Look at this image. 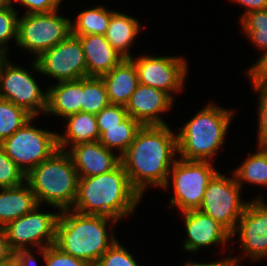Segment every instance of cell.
<instances>
[{"mask_svg":"<svg viewBox=\"0 0 267 266\" xmlns=\"http://www.w3.org/2000/svg\"><path fill=\"white\" fill-rule=\"evenodd\" d=\"M188 238L183 246L186 251L196 252L202 247L226 244L231 240V233L211 216L197 210L181 212Z\"/></svg>","mask_w":267,"mask_h":266,"instance_id":"16","label":"cell"},{"mask_svg":"<svg viewBox=\"0 0 267 266\" xmlns=\"http://www.w3.org/2000/svg\"><path fill=\"white\" fill-rule=\"evenodd\" d=\"M46 266H90L85 261L63 252L55 244L40 248Z\"/></svg>","mask_w":267,"mask_h":266,"instance_id":"33","label":"cell"},{"mask_svg":"<svg viewBox=\"0 0 267 266\" xmlns=\"http://www.w3.org/2000/svg\"><path fill=\"white\" fill-rule=\"evenodd\" d=\"M9 62L7 59L0 72V98L24 108L33 117L45 113L47 90L44 93L41 91L29 70Z\"/></svg>","mask_w":267,"mask_h":266,"instance_id":"12","label":"cell"},{"mask_svg":"<svg viewBox=\"0 0 267 266\" xmlns=\"http://www.w3.org/2000/svg\"><path fill=\"white\" fill-rule=\"evenodd\" d=\"M108 222L114 224L117 220L104 215L82 214L72 209L60 211L55 245L63 252L95 266L117 241L113 232L111 236L108 234Z\"/></svg>","mask_w":267,"mask_h":266,"instance_id":"3","label":"cell"},{"mask_svg":"<svg viewBox=\"0 0 267 266\" xmlns=\"http://www.w3.org/2000/svg\"><path fill=\"white\" fill-rule=\"evenodd\" d=\"M173 101L165 91L139 83L125 108L142 126L166 125L160 116L172 108Z\"/></svg>","mask_w":267,"mask_h":266,"instance_id":"15","label":"cell"},{"mask_svg":"<svg viewBox=\"0 0 267 266\" xmlns=\"http://www.w3.org/2000/svg\"><path fill=\"white\" fill-rule=\"evenodd\" d=\"M0 190V228H4L9 222L26 215L39 205L26 181L24 184Z\"/></svg>","mask_w":267,"mask_h":266,"instance_id":"21","label":"cell"},{"mask_svg":"<svg viewBox=\"0 0 267 266\" xmlns=\"http://www.w3.org/2000/svg\"><path fill=\"white\" fill-rule=\"evenodd\" d=\"M178 154L177 136L166 125L142 126L121 164L133 188L143 197L149 186L163 188Z\"/></svg>","mask_w":267,"mask_h":266,"instance_id":"1","label":"cell"},{"mask_svg":"<svg viewBox=\"0 0 267 266\" xmlns=\"http://www.w3.org/2000/svg\"><path fill=\"white\" fill-rule=\"evenodd\" d=\"M13 261L14 266H38L35 256L28 249L14 252Z\"/></svg>","mask_w":267,"mask_h":266,"instance_id":"38","label":"cell"},{"mask_svg":"<svg viewBox=\"0 0 267 266\" xmlns=\"http://www.w3.org/2000/svg\"><path fill=\"white\" fill-rule=\"evenodd\" d=\"M32 117L24 108L0 98V144Z\"/></svg>","mask_w":267,"mask_h":266,"instance_id":"28","label":"cell"},{"mask_svg":"<svg viewBox=\"0 0 267 266\" xmlns=\"http://www.w3.org/2000/svg\"><path fill=\"white\" fill-rule=\"evenodd\" d=\"M110 104L126 106L139 84L138 72L131 59H123L101 76Z\"/></svg>","mask_w":267,"mask_h":266,"instance_id":"19","label":"cell"},{"mask_svg":"<svg viewBox=\"0 0 267 266\" xmlns=\"http://www.w3.org/2000/svg\"><path fill=\"white\" fill-rule=\"evenodd\" d=\"M7 54H6V51L0 49V72H1V69L4 65V63L7 61Z\"/></svg>","mask_w":267,"mask_h":266,"instance_id":"42","label":"cell"},{"mask_svg":"<svg viewBox=\"0 0 267 266\" xmlns=\"http://www.w3.org/2000/svg\"><path fill=\"white\" fill-rule=\"evenodd\" d=\"M1 266H14V261H13V258L11 261H9L8 263L4 264V265H1Z\"/></svg>","mask_w":267,"mask_h":266,"instance_id":"44","label":"cell"},{"mask_svg":"<svg viewBox=\"0 0 267 266\" xmlns=\"http://www.w3.org/2000/svg\"><path fill=\"white\" fill-rule=\"evenodd\" d=\"M209 103L191 120L179 128L178 154L183 160L211 161L224 138L232 120L233 112Z\"/></svg>","mask_w":267,"mask_h":266,"instance_id":"5","label":"cell"},{"mask_svg":"<svg viewBox=\"0 0 267 266\" xmlns=\"http://www.w3.org/2000/svg\"><path fill=\"white\" fill-rule=\"evenodd\" d=\"M113 12L114 10L108 11L103 5L80 12L75 23L72 21V35H105Z\"/></svg>","mask_w":267,"mask_h":266,"instance_id":"26","label":"cell"},{"mask_svg":"<svg viewBox=\"0 0 267 266\" xmlns=\"http://www.w3.org/2000/svg\"><path fill=\"white\" fill-rule=\"evenodd\" d=\"M70 155L78 177H91L109 172L121 163V157L103 146L99 141L72 147Z\"/></svg>","mask_w":267,"mask_h":266,"instance_id":"17","label":"cell"},{"mask_svg":"<svg viewBox=\"0 0 267 266\" xmlns=\"http://www.w3.org/2000/svg\"><path fill=\"white\" fill-rule=\"evenodd\" d=\"M210 161L176 159L163 189L172 182L174 196L169 203L180 212L199 209L210 180L218 172ZM173 177V178H171ZM171 178V182H170Z\"/></svg>","mask_w":267,"mask_h":266,"instance_id":"6","label":"cell"},{"mask_svg":"<svg viewBox=\"0 0 267 266\" xmlns=\"http://www.w3.org/2000/svg\"><path fill=\"white\" fill-rule=\"evenodd\" d=\"M36 206L32 211L14 221L3 229L8 245L13 252L31 247L46 248L55 244L56 225L59 213H42Z\"/></svg>","mask_w":267,"mask_h":266,"instance_id":"11","label":"cell"},{"mask_svg":"<svg viewBox=\"0 0 267 266\" xmlns=\"http://www.w3.org/2000/svg\"><path fill=\"white\" fill-rule=\"evenodd\" d=\"M238 258V259H237ZM241 258L239 257H233V258H225L221 259L220 261L217 262H211V263H196V262H188L185 263L184 266H239Z\"/></svg>","mask_w":267,"mask_h":266,"instance_id":"41","label":"cell"},{"mask_svg":"<svg viewBox=\"0 0 267 266\" xmlns=\"http://www.w3.org/2000/svg\"><path fill=\"white\" fill-rule=\"evenodd\" d=\"M78 173L67 151L58 149L25 175L38 204L60 211L71 210L78 188Z\"/></svg>","mask_w":267,"mask_h":266,"instance_id":"4","label":"cell"},{"mask_svg":"<svg viewBox=\"0 0 267 266\" xmlns=\"http://www.w3.org/2000/svg\"><path fill=\"white\" fill-rule=\"evenodd\" d=\"M11 0H0V9L11 6Z\"/></svg>","mask_w":267,"mask_h":266,"instance_id":"43","label":"cell"},{"mask_svg":"<svg viewBox=\"0 0 267 266\" xmlns=\"http://www.w3.org/2000/svg\"><path fill=\"white\" fill-rule=\"evenodd\" d=\"M127 116L128 113L125 106L113 104L103 108L95 115L98 127L118 126Z\"/></svg>","mask_w":267,"mask_h":266,"instance_id":"35","label":"cell"},{"mask_svg":"<svg viewBox=\"0 0 267 266\" xmlns=\"http://www.w3.org/2000/svg\"><path fill=\"white\" fill-rule=\"evenodd\" d=\"M131 60L137 68L140 84L163 90L172 98L175 92L183 90L188 74L187 60L183 57L142 55Z\"/></svg>","mask_w":267,"mask_h":266,"instance_id":"13","label":"cell"},{"mask_svg":"<svg viewBox=\"0 0 267 266\" xmlns=\"http://www.w3.org/2000/svg\"><path fill=\"white\" fill-rule=\"evenodd\" d=\"M25 182V174L6 154L0 144V188L14 187Z\"/></svg>","mask_w":267,"mask_h":266,"instance_id":"30","label":"cell"},{"mask_svg":"<svg viewBox=\"0 0 267 266\" xmlns=\"http://www.w3.org/2000/svg\"><path fill=\"white\" fill-rule=\"evenodd\" d=\"M257 146L258 151L248 155L243 164L232 171L240 187L242 182L267 186V146Z\"/></svg>","mask_w":267,"mask_h":266,"instance_id":"25","label":"cell"},{"mask_svg":"<svg viewBox=\"0 0 267 266\" xmlns=\"http://www.w3.org/2000/svg\"><path fill=\"white\" fill-rule=\"evenodd\" d=\"M141 127L142 125L137 120L128 115L118 126L98 127L100 132L99 142L111 151L117 149L121 157L134 141Z\"/></svg>","mask_w":267,"mask_h":266,"instance_id":"24","label":"cell"},{"mask_svg":"<svg viewBox=\"0 0 267 266\" xmlns=\"http://www.w3.org/2000/svg\"><path fill=\"white\" fill-rule=\"evenodd\" d=\"M77 37L84 50L87 76L101 77L124 59L104 35L92 34Z\"/></svg>","mask_w":267,"mask_h":266,"instance_id":"18","label":"cell"},{"mask_svg":"<svg viewBox=\"0 0 267 266\" xmlns=\"http://www.w3.org/2000/svg\"><path fill=\"white\" fill-rule=\"evenodd\" d=\"M109 105L110 102L102 78L96 76L84 77L81 112L97 115Z\"/></svg>","mask_w":267,"mask_h":266,"instance_id":"27","label":"cell"},{"mask_svg":"<svg viewBox=\"0 0 267 266\" xmlns=\"http://www.w3.org/2000/svg\"><path fill=\"white\" fill-rule=\"evenodd\" d=\"M233 177L217 172L210 180L199 211L211 216L230 233L235 230L248 202L240 198L241 188Z\"/></svg>","mask_w":267,"mask_h":266,"instance_id":"9","label":"cell"},{"mask_svg":"<svg viewBox=\"0 0 267 266\" xmlns=\"http://www.w3.org/2000/svg\"><path fill=\"white\" fill-rule=\"evenodd\" d=\"M260 197L248 201L235 230L231 233V237L239 234L242 251L249 254L252 260L267 257V204Z\"/></svg>","mask_w":267,"mask_h":266,"instance_id":"14","label":"cell"},{"mask_svg":"<svg viewBox=\"0 0 267 266\" xmlns=\"http://www.w3.org/2000/svg\"><path fill=\"white\" fill-rule=\"evenodd\" d=\"M13 4L0 9V49L8 52V42L11 39L17 41L18 15ZM7 43V44H6Z\"/></svg>","mask_w":267,"mask_h":266,"instance_id":"31","label":"cell"},{"mask_svg":"<svg viewBox=\"0 0 267 266\" xmlns=\"http://www.w3.org/2000/svg\"><path fill=\"white\" fill-rule=\"evenodd\" d=\"M139 32L140 25L136 18L114 11L104 36L124 59H131L132 55L128 48L131 47Z\"/></svg>","mask_w":267,"mask_h":266,"instance_id":"23","label":"cell"},{"mask_svg":"<svg viewBox=\"0 0 267 266\" xmlns=\"http://www.w3.org/2000/svg\"><path fill=\"white\" fill-rule=\"evenodd\" d=\"M240 20L246 37L253 45L267 50V9L250 12Z\"/></svg>","mask_w":267,"mask_h":266,"instance_id":"29","label":"cell"},{"mask_svg":"<svg viewBox=\"0 0 267 266\" xmlns=\"http://www.w3.org/2000/svg\"><path fill=\"white\" fill-rule=\"evenodd\" d=\"M34 118L1 143L6 154L25 175L58 150V133L32 126Z\"/></svg>","mask_w":267,"mask_h":266,"instance_id":"8","label":"cell"},{"mask_svg":"<svg viewBox=\"0 0 267 266\" xmlns=\"http://www.w3.org/2000/svg\"><path fill=\"white\" fill-rule=\"evenodd\" d=\"M249 69L245 73L249 75L252 85L267 82V50Z\"/></svg>","mask_w":267,"mask_h":266,"instance_id":"37","label":"cell"},{"mask_svg":"<svg viewBox=\"0 0 267 266\" xmlns=\"http://www.w3.org/2000/svg\"><path fill=\"white\" fill-rule=\"evenodd\" d=\"M95 266H138L131 253L116 241L98 260Z\"/></svg>","mask_w":267,"mask_h":266,"instance_id":"32","label":"cell"},{"mask_svg":"<svg viewBox=\"0 0 267 266\" xmlns=\"http://www.w3.org/2000/svg\"><path fill=\"white\" fill-rule=\"evenodd\" d=\"M142 196L133 188L120 163L115 169L91 177H79L72 210L104 215L117 221L129 216Z\"/></svg>","mask_w":267,"mask_h":266,"instance_id":"2","label":"cell"},{"mask_svg":"<svg viewBox=\"0 0 267 266\" xmlns=\"http://www.w3.org/2000/svg\"><path fill=\"white\" fill-rule=\"evenodd\" d=\"M36 72L50 75L58 82L87 77L84 50L78 37L70 35L54 47L43 52L32 63Z\"/></svg>","mask_w":267,"mask_h":266,"instance_id":"10","label":"cell"},{"mask_svg":"<svg viewBox=\"0 0 267 266\" xmlns=\"http://www.w3.org/2000/svg\"><path fill=\"white\" fill-rule=\"evenodd\" d=\"M14 252L10 249L3 228H0V266L12 260Z\"/></svg>","mask_w":267,"mask_h":266,"instance_id":"39","label":"cell"},{"mask_svg":"<svg viewBox=\"0 0 267 266\" xmlns=\"http://www.w3.org/2000/svg\"><path fill=\"white\" fill-rule=\"evenodd\" d=\"M253 89L258 92V144L267 146V82L253 84Z\"/></svg>","mask_w":267,"mask_h":266,"instance_id":"34","label":"cell"},{"mask_svg":"<svg viewBox=\"0 0 267 266\" xmlns=\"http://www.w3.org/2000/svg\"><path fill=\"white\" fill-rule=\"evenodd\" d=\"M65 118L67 120L65 134H57L58 149L68 152L74 146L99 141L100 132L94 114L78 112ZM66 147L69 149L66 150Z\"/></svg>","mask_w":267,"mask_h":266,"instance_id":"22","label":"cell"},{"mask_svg":"<svg viewBox=\"0 0 267 266\" xmlns=\"http://www.w3.org/2000/svg\"><path fill=\"white\" fill-rule=\"evenodd\" d=\"M57 13L58 10L32 13L18 18L16 44L34 53L37 59L43 52L67 39L72 34V21Z\"/></svg>","mask_w":267,"mask_h":266,"instance_id":"7","label":"cell"},{"mask_svg":"<svg viewBox=\"0 0 267 266\" xmlns=\"http://www.w3.org/2000/svg\"><path fill=\"white\" fill-rule=\"evenodd\" d=\"M233 1L238 3L239 5L241 4L246 8L245 12L243 11L244 14H242L243 16H241V19L250 12L267 9V0H233Z\"/></svg>","mask_w":267,"mask_h":266,"instance_id":"40","label":"cell"},{"mask_svg":"<svg viewBox=\"0 0 267 266\" xmlns=\"http://www.w3.org/2000/svg\"><path fill=\"white\" fill-rule=\"evenodd\" d=\"M62 0H11L13 2L22 3L27 8L25 14L32 13H48L59 10V5Z\"/></svg>","mask_w":267,"mask_h":266,"instance_id":"36","label":"cell"},{"mask_svg":"<svg viewBox=\"0 0 267 266\" xmlns=\"http://www.w3.org/2000/svg\"><path fill=\"white\" fill-rule=\"evenodd\" d=\"M83 78L74 81L58 82L47 90L46 114L61 118L81 112Z\"/></svg>","mask_w":267,"mask_h":266,"instance_id":"20","label":"cell"}]
</instances>
